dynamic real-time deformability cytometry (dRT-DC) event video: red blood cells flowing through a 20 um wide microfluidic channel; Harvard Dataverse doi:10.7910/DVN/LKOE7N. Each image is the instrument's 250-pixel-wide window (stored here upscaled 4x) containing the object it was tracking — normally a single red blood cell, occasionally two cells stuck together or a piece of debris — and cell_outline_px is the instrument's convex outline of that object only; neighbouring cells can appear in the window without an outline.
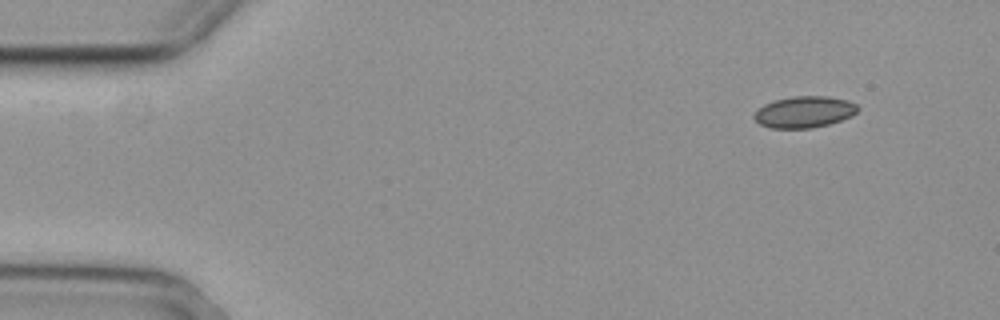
{"species": "common noctule bat (a hibernating species)", "species_latin": "Nyctalus noctula", "temperature_condition": "cold", "stored_images_in_passage": 51, "camera_frame_rate_fps": 3000, "um_per_image_px": 0.085, "animal": {"sex": "female", "body_mass_g": 29.2, "forearm_length_mm": 56.3}, "frame": {"image": 1, "passage_image": 1, "time_ms": 0.0, "image_size_px": [1000, 320], "cell_outline_px": [[860, 108], [852, 116], [828, 124], [812, 128], [768, 128], [760, 124], [752, 116], [764, 104], [776, 100], [792, 96], [828, 96], [848, 100], [856, 104]], "centroid_in_image_um": [68.38, 9.51], "position_along_channel_um": 16.6, "area_um2": 18.96}}
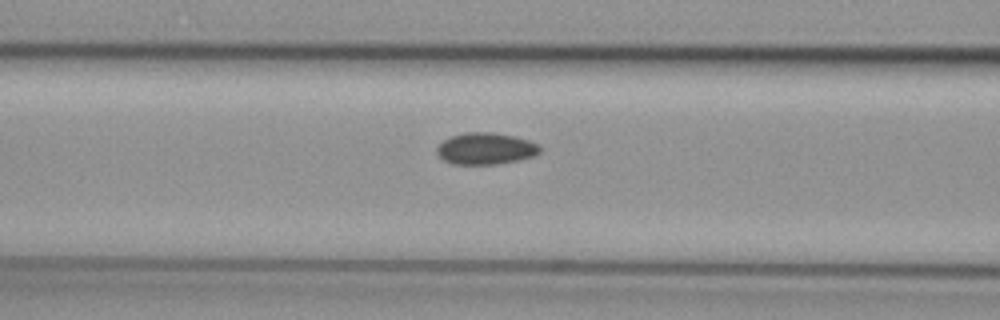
{"frame": {"image": 2, "passage_image": 18, "time_ms": 5.667, "image_size_px": [1000, 320], "cell_outline_px": [[540, 152], [536, 156], [520, 160], [500, 164], [452, 164], [444, 160], [436, 152], [436, 148], [444, 140], [452, 136], [464, 132], [492, 132], [516, 136], [540, 144]], "centroid_in_image_um": [41.33, 12.63], "position_along_channel_um": 125.3, "area_um2": 19.25}}
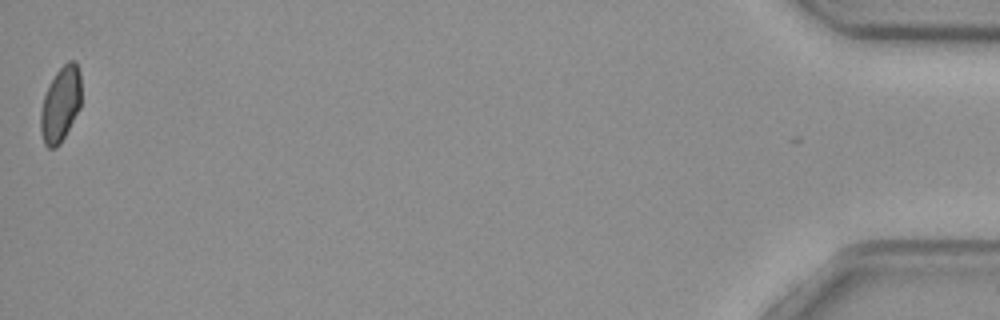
{"frame": {"image": 3, "passage_image": 51, "time_ms": 16.667, "image_size_px": [1000, 320], "cell_outline_px": [[80, 108], [60, 144], [56, 148], [48, 148], [44, 144], [40, 132], [40, 112], [44, 96], [48, 84], [56, 72], [68, 60], [76, 60], [80, 72]], "centroid_in_image_um": [5.13, 8.86], "position_along_channel_um": 430.1, "area_um2": 17.98}}